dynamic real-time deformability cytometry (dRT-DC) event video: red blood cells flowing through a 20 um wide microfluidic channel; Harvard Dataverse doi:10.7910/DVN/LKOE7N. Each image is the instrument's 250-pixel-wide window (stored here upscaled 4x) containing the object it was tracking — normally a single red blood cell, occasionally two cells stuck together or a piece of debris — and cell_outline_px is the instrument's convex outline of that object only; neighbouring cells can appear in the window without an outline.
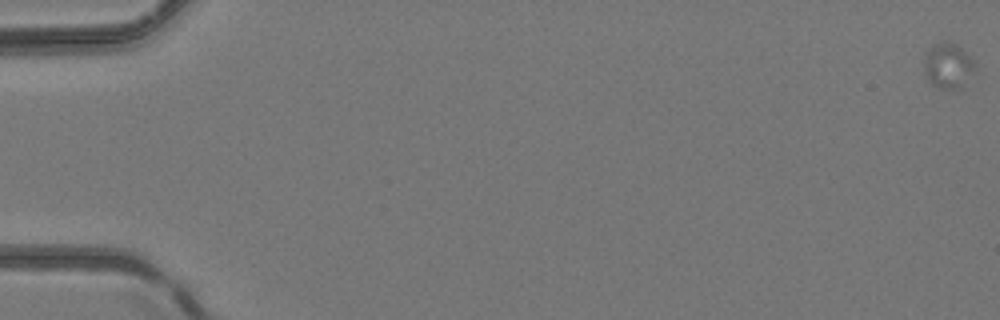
{"species": "common noctule bat (a hibernating species)", "species_latin": "Nyctalus noctula", "temperature_condition": "room temperature", "stored_images_in_passage": 52, "camera_frame_rate_fps": 3000, "um_per_image_px": 0.085, "animal": {"sex": "female", "body_mass_g": 24.6, "forearm_length_mm": 56.2}, "frame": {"image": 1, "passage_image": 1, "time_ms": 0.0, "image_size_px": [1000, 320], "cell_outline_px": [[976, 72], [960, 88], [940, 88], [932, 84], [924, 72], [924, 52], [932, 44], [940, 40], [948, 40], [956, 44], [976, 64]], "centroid_in_image_um": [80.57, 5.54], "position_along_channel_um": 4.4, "area_um2": 13.7}}
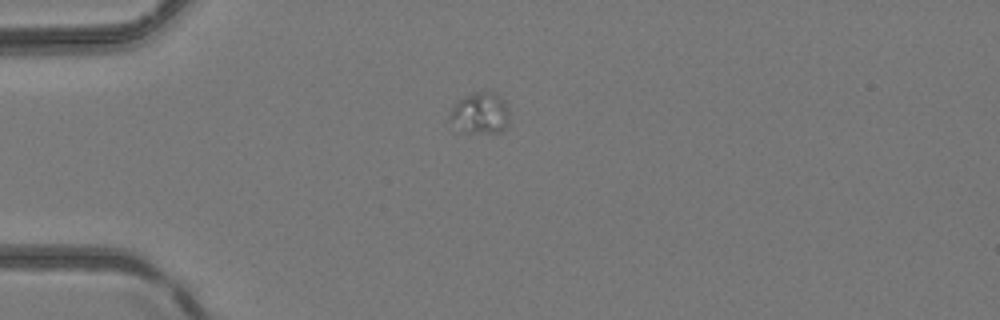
{"frame": {"image": 2, "passage_image": 16, "time_ms": 5.0, "image_size_px": [1000, 320], "cell_outline_px": [[508, 128], [500, 132], [460, 132], [448, 120], [448, 116], [452, 108], [464, 96], [476, 92], [496, 92], [504, 100], [508, 108]], "centroid_in_image_um": [40.81, 9.64], "position_along_channel_um": 44.2, "area_um2": 14.51}}
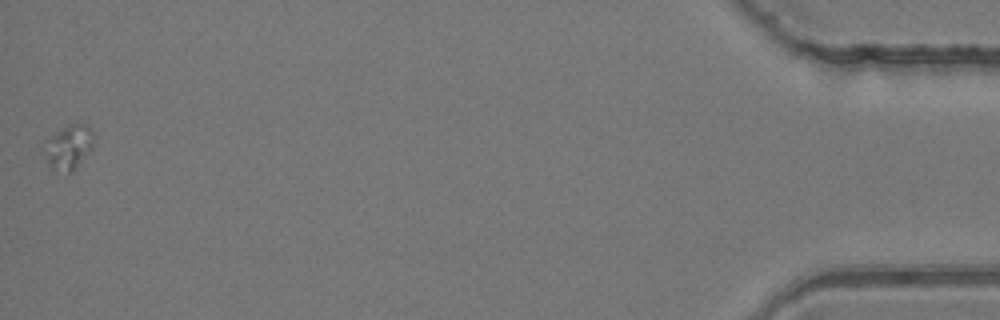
{"frame": {"image": 3, "passage_image": 52, "time_ms": 17.0, "image_size_px": [1000, 320], "cell_outline_px": [[96, 136], [92, 148], [68, 172], [52, 168], [48, 164], [48, 140], [56, 132], [68, 124], [76, 120], [88, 124], [92, 128]], "centroid_in_image_um": [5.96, 12.36], "position_along_channel_um": 429.2, "area_um2": 12.25}}